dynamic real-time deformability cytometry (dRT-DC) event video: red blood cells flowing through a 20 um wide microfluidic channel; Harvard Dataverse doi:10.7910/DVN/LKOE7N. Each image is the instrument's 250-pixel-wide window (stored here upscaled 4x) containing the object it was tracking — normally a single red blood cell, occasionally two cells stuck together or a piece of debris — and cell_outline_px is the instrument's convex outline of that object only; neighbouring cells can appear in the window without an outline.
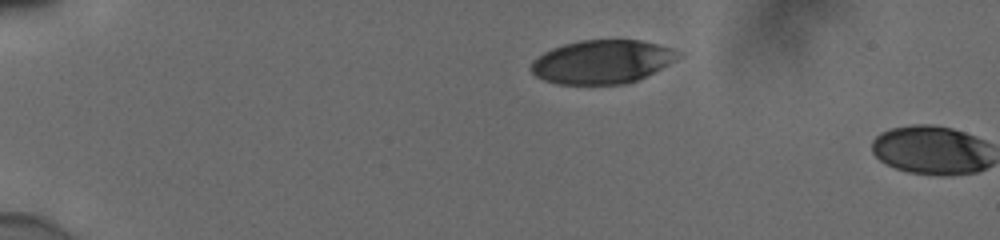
{"species": "human", "species_latin": "Homo sapiens", "temperature_condition": "cold", "stored_images_in_passage": 2, "camera_frame_rate_fps": 3000, "um_per_image_px": 0.085, "donor": {"sex": "male"}, "frame": {"image": 1, "passage_image": 1, "time_ms": 0.0, "image_size_px": [1000, 240], "cell_outline_px": [[676, 60], [636, 80], [624, 84], [556, 84], [544, 80], [536, 76], [528, 68], [532, 60], [544, 52], [552, 48], [564, 44], [580, 40], [640, 40], [656, 44], [668, 48], [676, 56]], "centroid_in_image_um": [51.05, 5.26], "position_along_channel_um": 34.0, "area_um2": 36.76}}